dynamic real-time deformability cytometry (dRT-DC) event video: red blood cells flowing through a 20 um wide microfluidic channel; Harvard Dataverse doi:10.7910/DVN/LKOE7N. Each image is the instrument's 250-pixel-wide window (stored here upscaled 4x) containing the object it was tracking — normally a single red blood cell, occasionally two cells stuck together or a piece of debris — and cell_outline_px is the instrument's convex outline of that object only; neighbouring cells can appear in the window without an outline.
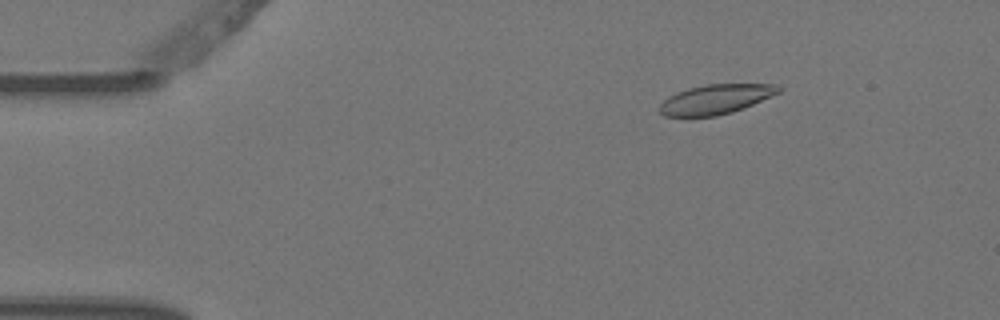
{"species": "Egyptian fruit bat (a non-hibernating species)", "species_latin": "Rousettus aegyptiacus", "temperature_condition": "warm", "stored_images_in_passage": 5, "camera_frame_rate_fps": 3000, "um_per_image_px": 0.085, "animal": {"sex": "female"}, "frame": {"image": 1, "passage_image": 3, "time_ms": 0.667, "image_size_px": [1000, 320], "cell_outline_px": [[784, 88], [780, 92], [744, 108], [732, 112], [716, 116], [664, 116], [660, 112], [660, 104], [668, 96], [676, 92], [688, 88], [708, 84], [780, 84]], "centroid_in_image_um": [60.87, 8.42], "position_along_channel_um": 24.1, "area_um2": 20.58}}
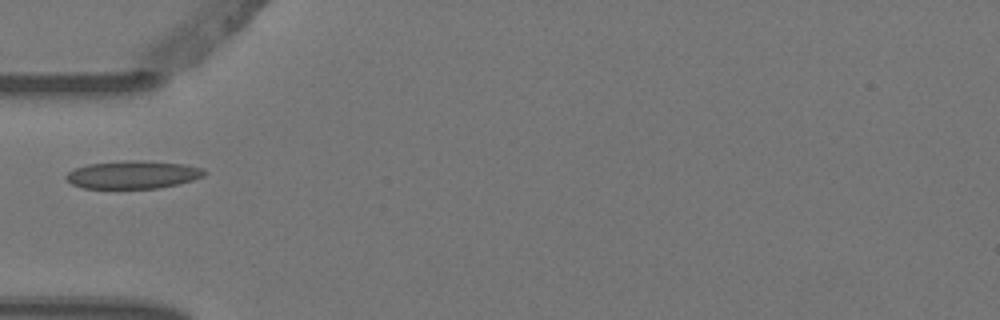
{"frame": {"image": 2, "passage_image": 5, "time_ms": 1.333, "image_size_px": [1000, 320], "cell_outline_px": [[208, 172], [204, 176], [180, 184], [160, 188], [84, 188], [72, 184], [64, 176], [68, 172], [76, 168], [88, 164], [124, 160], [132, 160], [184, 164], [204, 168]], "centroid_in_image_um": [11.34, 14.85], "position_along_channel_um": 73.7, "area_um2": 22.48}}